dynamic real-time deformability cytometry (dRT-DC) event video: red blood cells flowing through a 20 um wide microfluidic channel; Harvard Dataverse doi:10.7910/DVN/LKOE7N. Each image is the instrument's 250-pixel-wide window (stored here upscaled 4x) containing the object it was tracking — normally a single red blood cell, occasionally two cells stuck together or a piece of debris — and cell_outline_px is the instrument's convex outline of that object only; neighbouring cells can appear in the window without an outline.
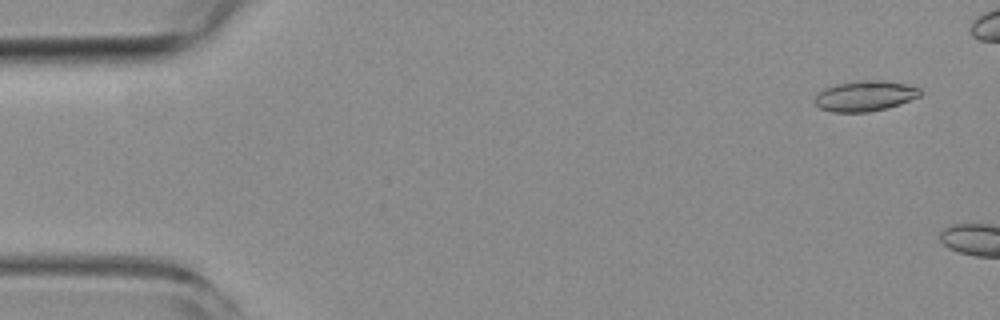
{"species": "common noctule bat (a hibernating species)", "species_latin": "Nyctalus noctula", "temperature_condition": "room temperature", "stored_images_in_passage": 2, "camera_frame_rate_fps": 3000, "um_per_image_px": 0.085, "animal": {"sex": "female", "body_mass_g": 19.3, "forearm_length_mm": 54.1}, "frame": {"image": 1, "passage_image": 1, "time_ms": 0.0, "image_size_px": [1000, 320], "cell_outline_px": [[924, 92], [920, 96], [900, 104], [888, 108], [868, 112], [832, 112], [820, 108], [816, 104], [816, 96], [824, 88], [836, 84], [860, 80], [884, 80], [904, 84], [920, 88]], "centroid_in_image_um": [73.56, 8.15], "position_along_channel_um": 11.4, "area_um2": 18.73}}